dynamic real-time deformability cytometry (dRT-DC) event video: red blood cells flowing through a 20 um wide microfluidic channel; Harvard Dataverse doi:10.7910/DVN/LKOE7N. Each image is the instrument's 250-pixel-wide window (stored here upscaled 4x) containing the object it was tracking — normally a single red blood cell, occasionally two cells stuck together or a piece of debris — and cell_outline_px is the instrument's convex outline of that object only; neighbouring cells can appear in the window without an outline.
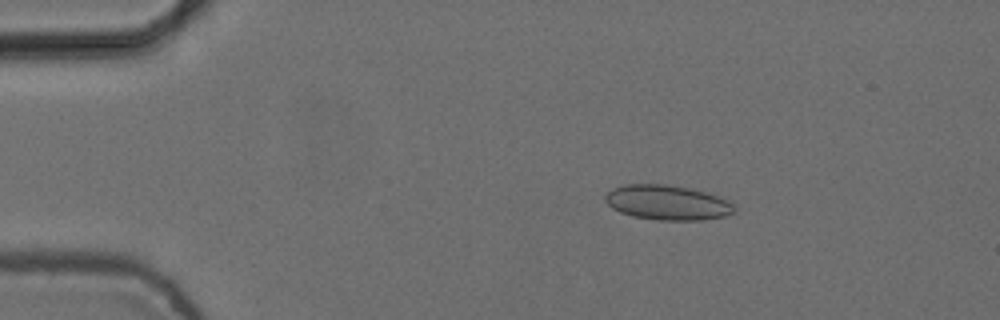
{"species": "common noctule bat (a hibernating species)", "species_latin": "Nyctalus noctula", "temperature_condition": "cold", "stored_images_in_passage": 4, "camera_frame_rate_fps": 3000, "um_per_image_px": 0.085, "animal": {"sex": "female", "body_mass_g": 24.6, "forearm_length_mm": 56.2}, "frame": {"image": 1, "passage_image": 2, "time_ms": 0.333, "image_size_px": [1000, 320], "cell_outline_px": [[736, 208], [732, 212], [724, 216], [704, 220], [656, 220], [632, 216], [620, 212], [612, 208], [604, 200], [604, 196], [612, 188], [624, 184], [664, 184], [688, 188], [708, 192], [728, 200]], "centroid_in_image_um": [56.7, 17.21], "position_along_channel_um": 28.3, "area_um2": 26.3}}